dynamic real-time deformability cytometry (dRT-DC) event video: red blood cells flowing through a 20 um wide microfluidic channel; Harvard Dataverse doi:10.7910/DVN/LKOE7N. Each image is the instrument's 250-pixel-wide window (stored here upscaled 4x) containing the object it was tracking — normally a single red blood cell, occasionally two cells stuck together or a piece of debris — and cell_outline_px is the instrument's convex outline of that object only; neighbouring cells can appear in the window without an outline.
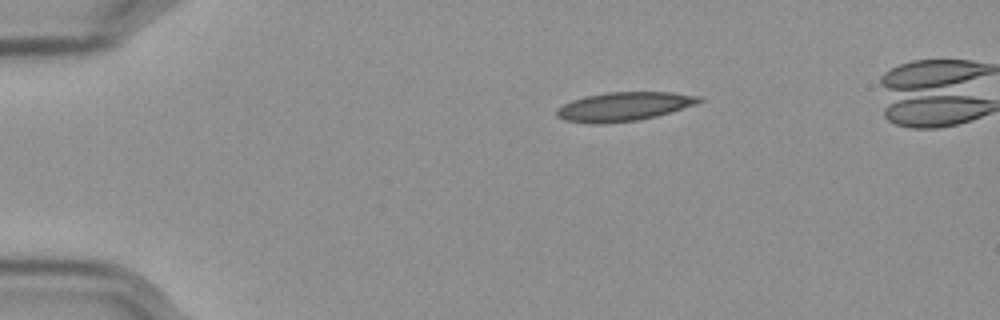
{"species": "Egyptian fruit bat (a non-hibernating species)", "species_latin": "Rousettus aegyptiacus", "temperature_condition": "cold", "stored_images_in_passage": 46, "camera_frame_rate_fps": 3000, "um_per_image_px": 0.085, "frame": {"image": 1, "passage_image": 1, "time_ms": 0.0, "image_size_px": [1000, 320], "cell_outline_px": [[704, 100], [656, 116], [636, 120], [604, 124], [592, 124], [564, 120], [556, 116], [556, 108], [572, 100], [588, 96], [608, 92], [672, 92], [700, 96]], "centroid_in_image_um": [52.96, 9.06], "position_along_channel_um": 32.0, "area_um2": 23.64}}
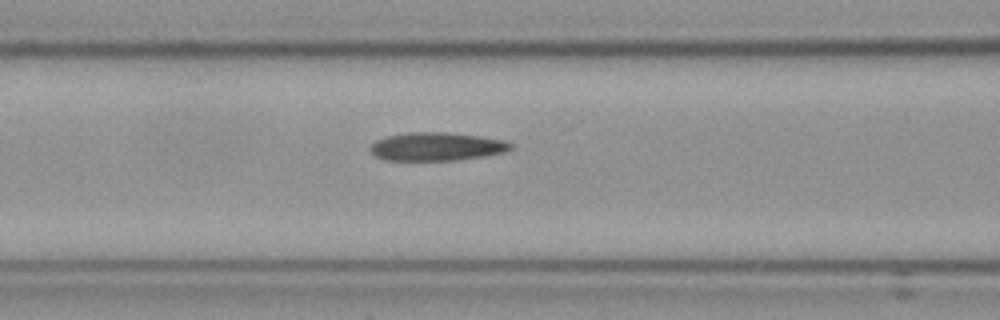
{"frame": {"image": 2, "passage_image": 14, "time_ms": 4.333, "image_size_px": [1000, 320], "cell_outline_px": [[516, 148], [508, 152], [484, 156], [456, 160], [388, 160], [376, 156], [368, 148], [376, 140], [388, 136], [408, 132], [448, 132], [480, 136], [504, 140], [516, 144]], "centroid_in_image_um": [37.21, 12.45], "position_along_channel_um": 129.4, "area_um2": 23.41}}
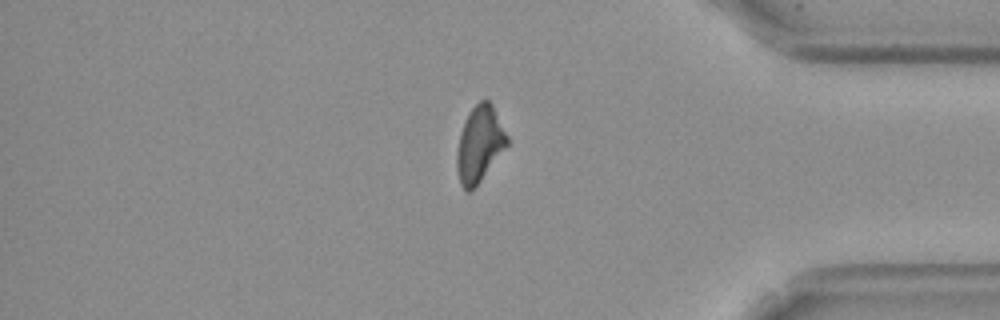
{"frame": {"image": 3, "passage_image": 38, "time_ms": 12.333, "image_size_px": [1000, 320], "cell_outline_px": [[508, 144], [472, 192], [464, 192], [460, 184], [456, 168], [456, 152], [460, 132], [464, 120], [468, 112], [480, 100], [488, 100], [492, 104], [508, 136]], "centroid_in_image_um": [40.73, 12.28], "position_along_channel_um": 394.5, "area_um2": 22.43}}